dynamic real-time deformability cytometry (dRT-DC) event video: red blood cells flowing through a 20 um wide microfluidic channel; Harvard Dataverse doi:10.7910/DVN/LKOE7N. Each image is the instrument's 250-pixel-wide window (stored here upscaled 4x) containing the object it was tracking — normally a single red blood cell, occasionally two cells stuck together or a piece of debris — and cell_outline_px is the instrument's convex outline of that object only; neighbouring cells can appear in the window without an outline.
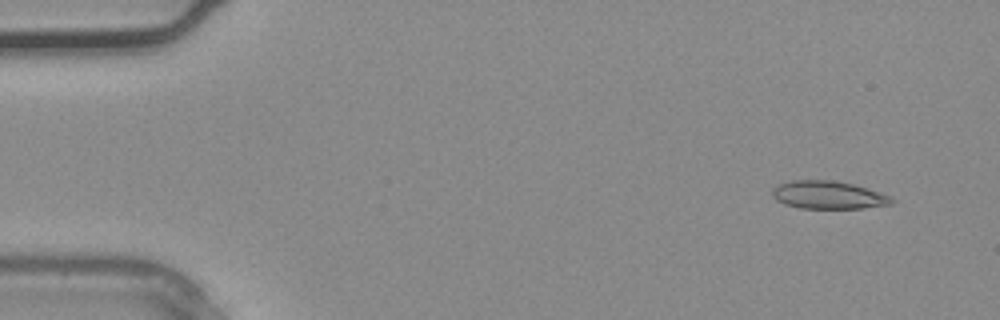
{"species": "common noctule bat (a hibernating species)", "species_latin": "Nyctalus noctula", "temperature_condition": "warm", "stored_images_in_passage": 3, "camera_frame_rate_fps": 3000, "um_per_image_px": 0.085, "animal": {"sex": "male", "body_mass_g": 20.4}, "frame": {"image": 1, "passage_image": 1, "time_ms": 0.0, "image_size_px": [1000, 320], "cell_outline_px": [[896, 200], [892, 204], [864, 208], [800, 208], [784, 204], [776, 200], [772, 196], [772, 188], [780, 184], [792, 180], [832, 180], [852, 184], [880, 192], [892, 196]], "centroid_in_image_um": [70.42, 16.58], "position_along_channel_um": 14.6, "area_um2": 19.48}}
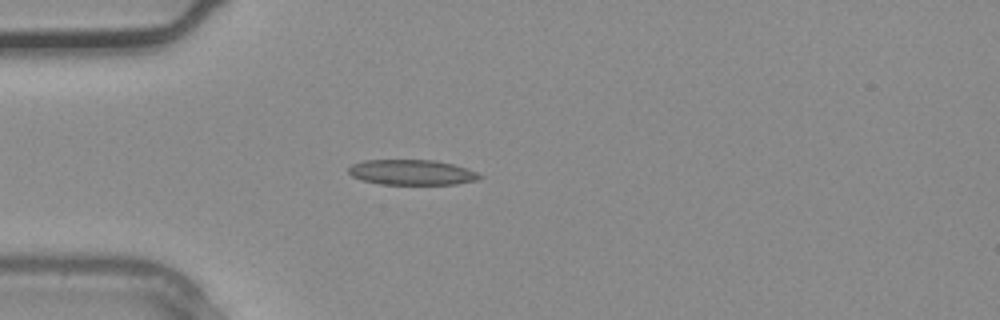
{"frame": {"image": 2, "passage_image": 3, "time_ms": 0.667, "image_size_px": [1000, 320], "cell_outline_px": [[484, 176], [476, 180], [456, 184], [380, 184], [360, 180], [352, 176], [348, 172], [348, 168], [352, 164], [364, 160], [432, 160], [452, 164], [468, 168]], "centroid_in_image_um": [34.98, 14.65], "position_along_channel_um": 50.0, "area_um2": 19.31}}